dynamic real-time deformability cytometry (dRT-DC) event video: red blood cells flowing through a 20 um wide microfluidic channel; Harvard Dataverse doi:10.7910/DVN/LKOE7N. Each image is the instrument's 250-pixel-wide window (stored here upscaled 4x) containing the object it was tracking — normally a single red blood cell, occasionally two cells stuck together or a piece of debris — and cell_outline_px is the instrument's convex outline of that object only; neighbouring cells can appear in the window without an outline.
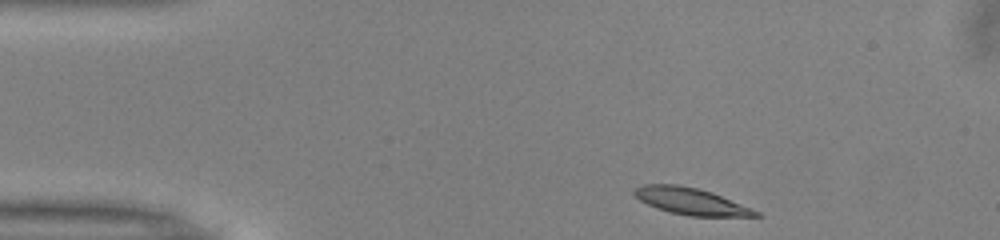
{"species": "common noctule bat (a hibernating species)", "species_latin": "Nyctalus noctula", "temperature_condition": "warm", "stored_images_in_passage": 44, "camera_frame_rate_fps": 3000, "um_per_image_px": 0.085, "animal": {"sex": "male", "body_mass_g": 13.0, "forearm_length_mm": 53.1}, "frame": {"image": 1, "passage_image": 1, "time_ms": 0.0, "image_size_px": [1000, 240], "cell_outline_px": [[764, 216], [688, 216], [656, 208], [640, 200], [632, 192], [636, 188], [644, 184], [676, 184], [696, 188], [712, 192], [752, 208], [760, 212]], "centroid_in_image_um": [58.75, 17.11], "position_along_channel_um": 26.3, "area_um2": 18.79}}
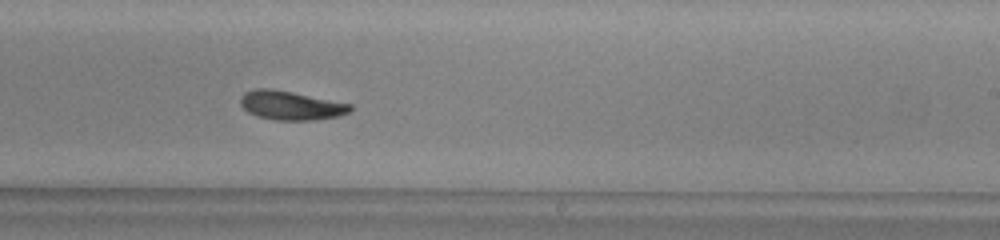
{"frame": {"image": 2, "passage_image": 24, "time_ms": 7.667, "image_size_px": [1000, 240], "cell_outline_px": [[352, 108], [348, 112], [340, 116], [312, 120], [272, 120], [256, 116], [248, 112], [240, 104], [240, 96], [244, 92], [256, 88], [272, 88], [352, 104]], "centroid_in_image_um": [24.68, 8.96], "position_along_channel_um": 264.3, "area_um2": 18.61}}
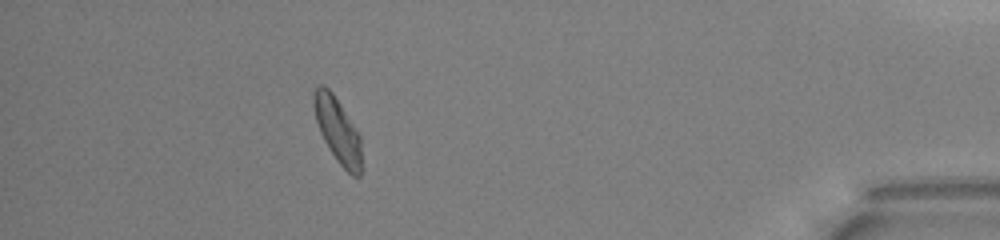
{"frame": {"image": 3, "passage_image": 39, "time_ms": 12.667, "image_size_px": [1000, 240], "cell_outline_px": [[360, 176], [352, 176], [336, 160], [328, 148], [320, 132], [316, 120], [312, 104], [312, 96], [316, 84], [324, 84], [332, 92], [340, 104], [360, 136]], "centroid_in_image_um": [28.64, 11.02], "position_along_channel_um": 406.6, "area_um2": 17.92}, "authors_computed_cell_mechanics": {"area_um2": 18.6983, "velocity_mm_per_s": 3.9645, "shape_relaxation_time_tau1_ms": 3.7539, "shape_relaxation_time_tau2_ms": 7.4631, "deformation_change_tau1": 0.1635, "deformation_change_tau2": 0.1131}}